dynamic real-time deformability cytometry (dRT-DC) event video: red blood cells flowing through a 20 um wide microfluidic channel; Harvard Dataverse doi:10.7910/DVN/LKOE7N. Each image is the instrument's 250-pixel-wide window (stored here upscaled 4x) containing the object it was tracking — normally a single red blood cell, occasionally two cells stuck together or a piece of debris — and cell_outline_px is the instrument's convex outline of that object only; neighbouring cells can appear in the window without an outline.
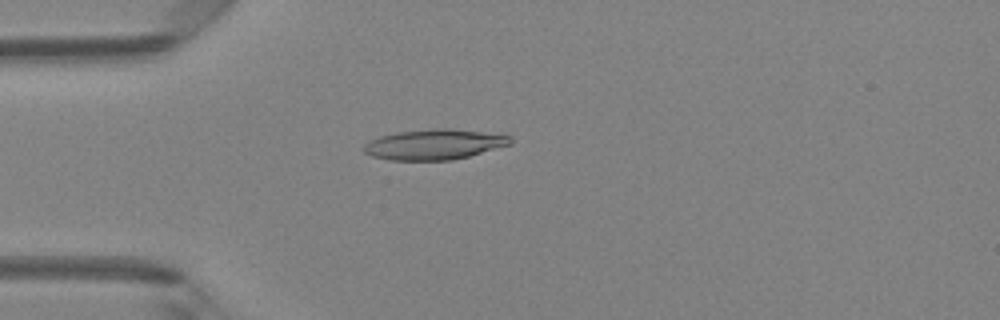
{"species": "Egyptian fruit bat (a non-hibernating species)", "species_latin": "Rousettus aegyptiacus", "temperature_condition": "room temperature", "stored_images_in_passage": 48, "camera_frame_rate_fps": 3000, "um_per_image_px": 0.085, "animal": {"sex": "female"}, "frame": {"image": 1, "passage_image": 13, "time_ms": 4.0, "image_size_px": [1000, 320], "cell_outline_px": [[512, 144], [468, 156], [452, 160], [392, 160], [372, 156], [364, 152], [364, 144], [380, 136], [396, 132], [436, 128], [452, 128], [508, 132], [512, 136]], "centroid_in_image_um": [37.06, 12.24], "position_along_channel_um": 47.9, "area_um2": 26.53}}
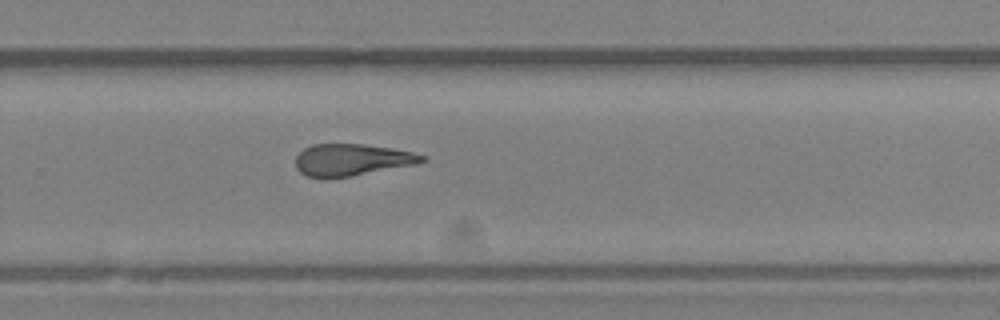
{"frame": {"image": 2, "passage_image": 32, "time_ms": 10.333, "image_size_px": [1000, 320], "cell_outline_px": [[428, 160], [416, 164], [348, 176], [324, 180], [308, 176], [300, 172], [296, 168], [296, 156], [304, 148], [312, 144], [364, 144], [392, 148], [412, 152], [428, 156]], "centroid_in_image_um": [29.89, 13.59], "position_along_channel_um": 299.9, "area_um2": 23.64}}
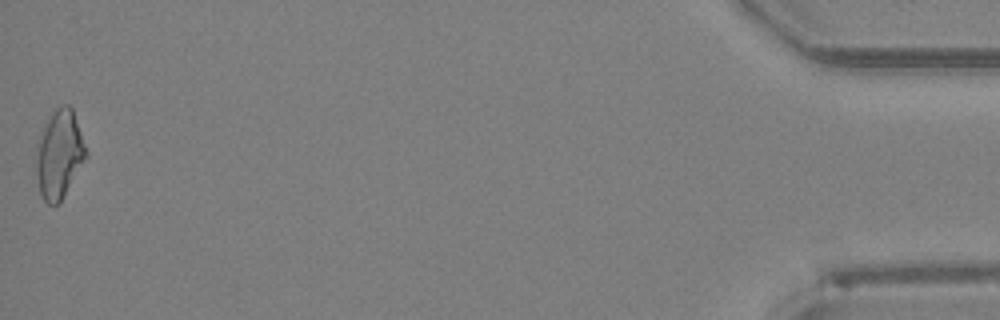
{"frame": {"image": 3, "passage_image": 48, "time_ms": 15.667, "image_size_px": [1000, 320], "cell_outline_px": [[88, 156], [60, 204], [48, 204], [40, 196], [36, 176], [36, 144], [44, 124], [48, 116], [56, 108], [64, 104], [68, 104], [72, 108], [88, 152]], "centroid_in_image_um": [5.03, 13.13], "position_along_channel_um": 430.2, "area_um2": 26.13}, "authors_computed_cell_mechanics": {"area_um2": 24.6228, "velocity_mm_per_s": 4.2127, "shape_relaxation_time_tau1_ms": 9.6812, "shape_relaxation_time_tau2_ms": 2.8011, "deformation_change_tau1": 0.2395, "deformation_change_tau2": 0.1219}}